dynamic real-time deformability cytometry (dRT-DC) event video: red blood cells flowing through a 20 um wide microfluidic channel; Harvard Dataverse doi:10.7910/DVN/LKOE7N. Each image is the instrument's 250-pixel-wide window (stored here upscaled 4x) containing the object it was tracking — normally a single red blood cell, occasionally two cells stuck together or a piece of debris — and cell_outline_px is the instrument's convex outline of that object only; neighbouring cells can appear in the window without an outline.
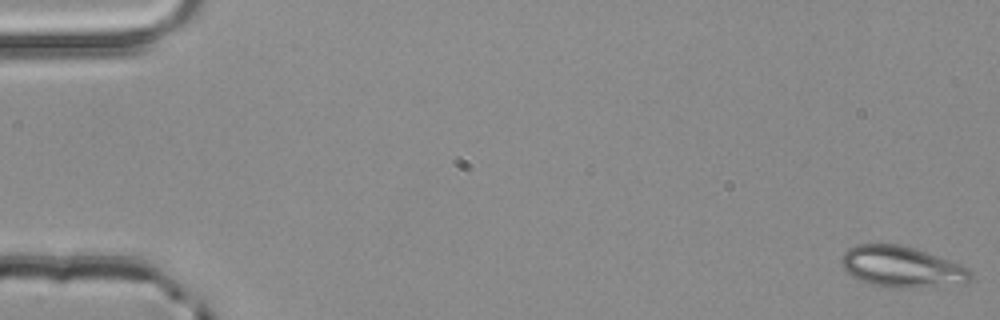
{"species": "common noctule bat (a hibernating species)", "species_latin": "Nyctalus noctula", "temperature_condition": "room temperature", "stored_images_in_passage": 2, "camera_frame_rate_fps": 3000, "um_per_image_px": 0.085, "animal": {"sex": "male", "body_mass_g": 20.4}, "frame": {"image": 1, "passage_image": 1, "time_ms": 0.0, "image_size_px": [1000, 320], "cell_outline_px": [[972, 276], [964, 284], [920, 288], [892, 288], [868, 284], [852, 276], [840, 264], [840, 256], [848, 248], [856, 244], [900, 244], [916, 248], [928, 252], [968, 268], [972, 272]], "centroid_in_image_um": [76.63, 22.69], "position_along_channel_um": 8.4, "area_um2": 31.33}}